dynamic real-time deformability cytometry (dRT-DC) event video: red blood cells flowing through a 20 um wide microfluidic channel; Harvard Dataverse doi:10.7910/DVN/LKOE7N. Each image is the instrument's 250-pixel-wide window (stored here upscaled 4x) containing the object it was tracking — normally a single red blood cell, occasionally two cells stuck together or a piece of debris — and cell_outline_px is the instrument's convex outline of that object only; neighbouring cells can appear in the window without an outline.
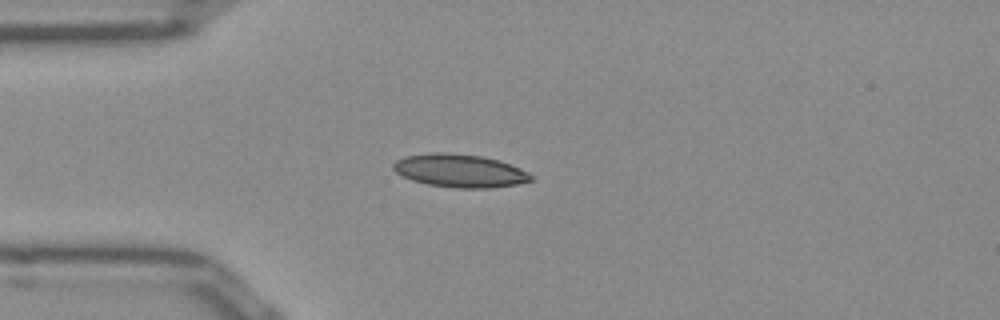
{"species": "Egyptian fruit bat (a non-hibernating species)", "species_latin": "Rousettus aegyptiacus", "temperature_condition": "room temperature", "stored_images_in_passage": 39, "camera_frame_rate_fps": 3000, "um_per_image_px": 0.085, "frame": {"image": 1, "passage_image": 1, "time_ms": 0.0, "image_size_px": [1000, 320], "cell_outline_px": [[536, 180], [516, 184], [492, 188], [456, 188], [428, 184], [412, 180], [396, 172], [392, 168], [392, 164], [396, 160], [408, 156], [432, 152], [444, 152], [480, 156], [496, 160], [520, 168], [528, 172]], "centroid_in_image_um": [39.09, 14.52], "position_along_channel_um": 45.9, "area_um2": 26.36}}
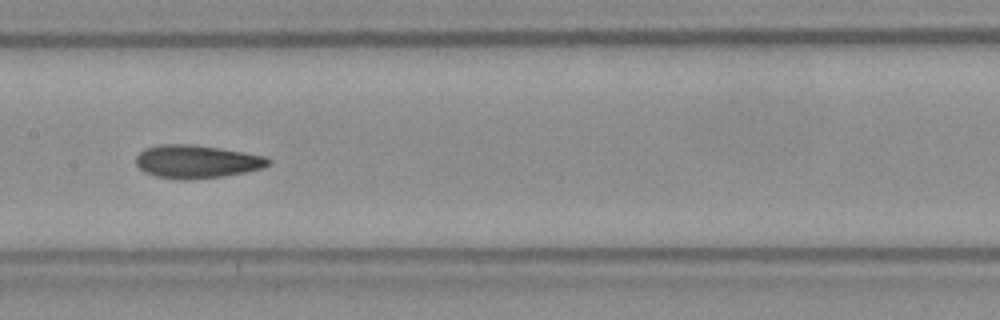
{"frame": {"image": 2, "passage_image": 13, "time_ms": 4.0, "image_size_px": [1000, 320], "cell_outline_px": [[272, 160], [268, 164], [260, 168], [244, 172], [224, 176], [184, 180], [180, 180], [156, 176], [144, 172], [136, 164], [136, 156], [144, 148], [160, 144], [196, 144], [268, 156]], "centroid_in_image_um": [16.7, 13.72], "position_along_channel_um": 190.7, "area_um2": 25.66}}
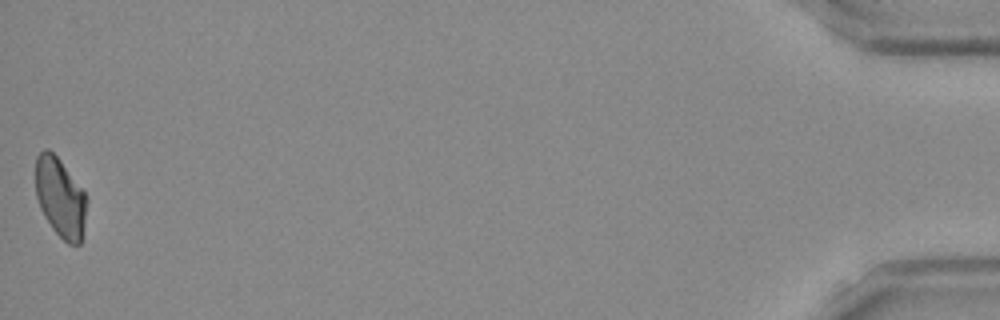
{"frame": {"image": 3, "passage_image": 39, "time_ms": 12.667, "image_size_px": [1000, 320], "cell_outline_px": [[88, 200], [84, 224], [80, 244], [68, 244], [52, 228], [44, 216], [40, 208], [36, 196], [36, 156], [44, 148], [48, 148], [60, 160], [84, 192]], "centroid_in_image_um": [5.12, 16.79], "position_along_channel_um": 430.1, "area_um2": 23.52}, "authors_computed_cell_mechanics": {"area_um2": 24.7384, "velocity_mm_per_s": 3.943, "shape_relaxation_time_tau1_ms": null, "shape_relaxation_time_tau2_ms": 2.0738, "deformation_change_tau1": null, "deformation_change_tau2": 0.0824}}